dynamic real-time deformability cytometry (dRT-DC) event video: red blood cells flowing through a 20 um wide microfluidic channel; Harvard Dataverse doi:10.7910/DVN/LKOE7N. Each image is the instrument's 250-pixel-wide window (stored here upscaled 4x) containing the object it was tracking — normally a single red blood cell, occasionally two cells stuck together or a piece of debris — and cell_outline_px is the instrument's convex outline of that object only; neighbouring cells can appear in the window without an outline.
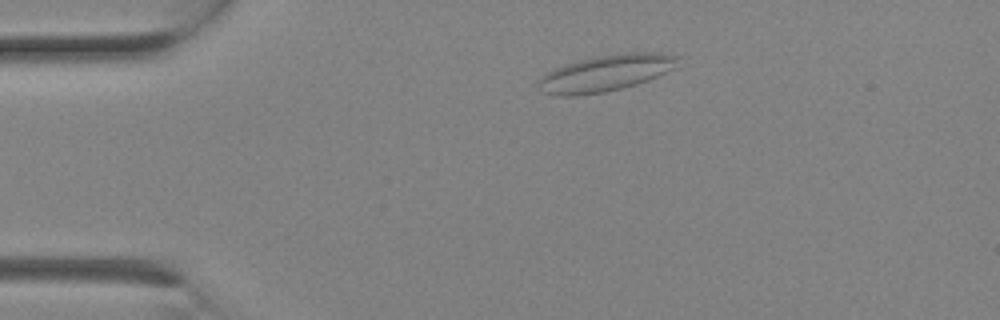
{"species": "Egyptian fruit bat (a non-hibernating species)", "species_latin": "Rousettus aegyptiacus", "temperature_condition": "room temperature", "stored_images_in_passage": 2, "camera_frame_rate_fps": 3000, "um_per_image_px": 0.085, "animal": {"sex": "female"}, "frame": {"image": 1, "passage_image": 1, "time_ms": 0.0, "image_size_px": [1000, 320], "cell_outline_px": [[676, 68], [648, 80], [636, 84], [604, 92], [576, 96], [556, 96], [540, 92], [536, 80], [540, 76], [556, 68], [580, 60], [596, 56], [628, 52], [660, 52], [676, 56]], "centroid_in_image_um": [51.44, 6.23], "position_along_channel_um": 33.6, "area_um2": 29.54}}